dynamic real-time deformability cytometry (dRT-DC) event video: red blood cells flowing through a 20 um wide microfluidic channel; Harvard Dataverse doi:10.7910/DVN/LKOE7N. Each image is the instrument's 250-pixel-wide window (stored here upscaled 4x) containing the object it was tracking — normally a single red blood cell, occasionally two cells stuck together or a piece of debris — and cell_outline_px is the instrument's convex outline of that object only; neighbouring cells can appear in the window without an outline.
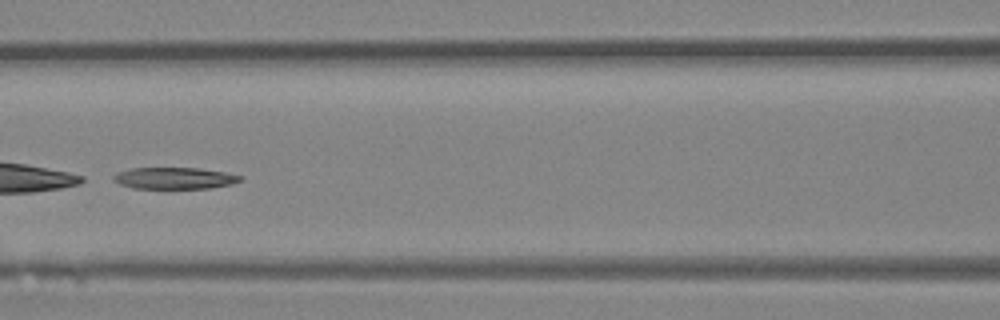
{"species": "Egyptian fruit bat (a non-hibernating species)", "species_latin": "Rousettus aegyptiacus", "temperature_condition": "room temperature", "stored_images_in_passage": 43, "camera_frame_rate_fps": 3000, "um_per_image_px": 0.085, "animal": {"sex": "female"}, "frame": {"image": 1, "passage_image": 19, "time_ms": 6.0, "image_size_px": [1000, 320], "cell_outline_px": [[244, 176], [240, 180], [232, 184], [212, 188], [132, 188], [120, 184], [112, 180], [112, 176], [116, 172], [132, 168], [200, 168], [224, 172]], "centroid_in_image_um": [14.81, 15.14], "position_along_channel_um": 151.8, "area_um2": 16.01}}